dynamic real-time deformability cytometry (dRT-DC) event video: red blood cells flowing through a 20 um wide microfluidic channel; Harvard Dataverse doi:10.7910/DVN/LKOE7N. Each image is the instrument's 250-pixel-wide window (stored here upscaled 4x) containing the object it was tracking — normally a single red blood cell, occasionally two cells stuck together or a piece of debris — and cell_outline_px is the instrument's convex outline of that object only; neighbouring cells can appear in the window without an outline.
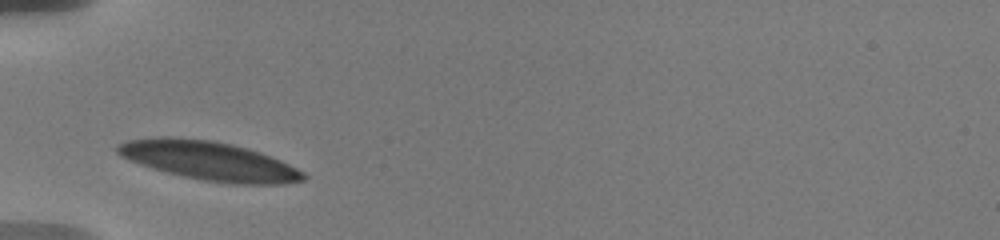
{"species": "human", "species_latin": "Homo sapiens", "temperature_condition": "warm", "stored_images_in_passage": 8, "camera_frame_rate_fps": 3000, "um_per_image_px": 0.085, "donor": {"sex": "male"}, "frame": {"image": 1, "passage_image": 1, "time_ms": 0.0, "image_size_px": [1000, 240], "cell_outline_px": [[308, 176], [304, 180], [280, 184], [236, 184], [204, 180], [184, 176], [152, 168], [140, 164], [120, 156], [116, 152], [116, 144], [128, 140], [156, 136], [172, 136], [212, 140], [232, 144], [248, 148], [272, 156], [304, 172]], "centroid_in_image_um": [17.76, 13.65], "position_along_channel_um": 67.2, "area_um2": 42.19}}
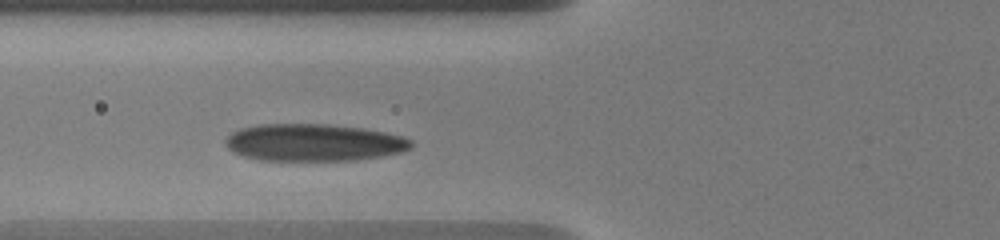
{"frame": {"image": 2, "passage_image": 7, "time_ms": 1.0, "image_size_px": [1000, 240], "cell_outline_px": [[412, 148], [400, 152], [380, 156], [356, 160], [260, 160], [244, 156], [232, 152], [224, 144], [224, 140], [232, 132], [240, 128], [256, 124], [328, 124], [364, 128], [384, 132], [400, 136], [412, 140]], "centroid_in_image_um": [26.63, 12.11], "position_along_channel_um": 99.2, "area_um2": 40.34}}